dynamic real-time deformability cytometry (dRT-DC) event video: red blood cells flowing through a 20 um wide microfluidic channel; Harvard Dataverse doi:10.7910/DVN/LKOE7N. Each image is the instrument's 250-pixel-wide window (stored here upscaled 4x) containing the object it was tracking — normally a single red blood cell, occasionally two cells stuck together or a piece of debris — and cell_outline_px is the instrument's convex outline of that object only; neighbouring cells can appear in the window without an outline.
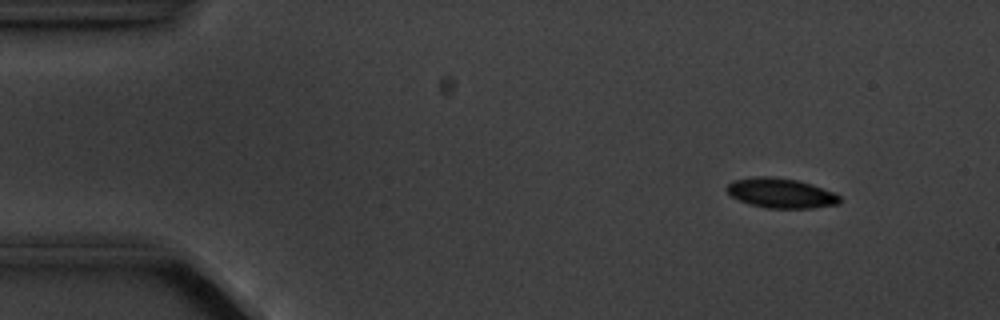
{"species": "common noctule bat (a hibernating species)", "species_latin": "Nyctalus noctula", "temperature_condition": "cold", "stored_images_in_passage": 6, "camera_frame_rate_fps": 3000, "um_per_image_px": 0.085, "animal": {"sex": "male", "body_mass_g": 20.1, "forearm_length_mm": 53.5}, "frame": {"image": 1, "passage_image": 2, "time_ms": 1.333, "image_size_px": [1000, 320], "cell_outline_px": [[840, 204], [812, 208], [768, 208], [748, 204], [732, 196], [724, 188], [732, 180], [760, 176], [764, 176], [796, 180], [812, 184], [832, 192], [840, 196]], "centroid_in_image_um": [66.36, 16.42], "position_along_channel_um": 18.6, "area_um2": 19.48}}